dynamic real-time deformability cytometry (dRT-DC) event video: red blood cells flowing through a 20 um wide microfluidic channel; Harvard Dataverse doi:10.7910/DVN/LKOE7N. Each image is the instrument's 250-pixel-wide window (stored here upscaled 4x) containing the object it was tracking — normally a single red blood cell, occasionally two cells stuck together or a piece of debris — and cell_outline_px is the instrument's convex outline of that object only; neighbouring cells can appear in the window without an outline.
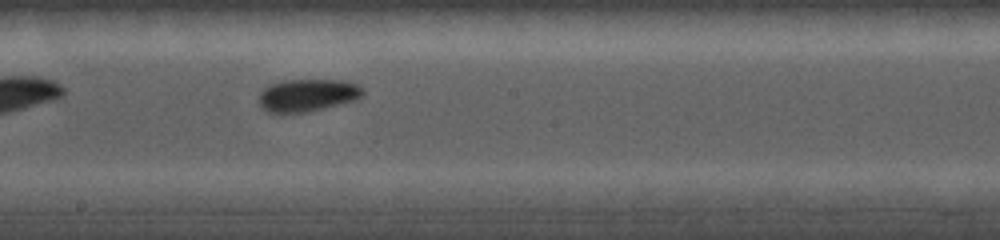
{"species": "common noctule bat (a hibernating species)", "species_latin": "Nyctalus noctula", "temperature_condition": "cold", "stored_images_in_passage": 15, "camera_frame_rate_fps": 5000, "um_per_image_px": 0.085, "animal": {"sex": "female", "body_mass_g": 19.0, "forearm_length_mm": 56.7}, "frame": {"image": 1, "passage_image": 7, "time_ms": 4.6, "image_size_px": [1000, 240], "cell_outline_px": [[364, 96], [356, 100], [308, 112], [268, 112], [260, 104], [260, 92], [264, 88], [280, 80], [348, 80], [364, 88]], "centroid_in_image_um": [26.2, 8.07], "position_along_channel_um": 222.0, "area_um2": 19.71}}
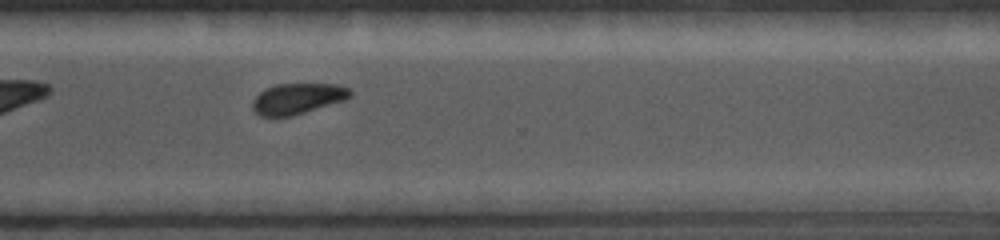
{"frame": {"image": 2, "passage_image": 11, "time_ms": 7.4, "image_size_px": [1000, 240], "cell_outline_px": [[352, 96], [344, 100], [292, 116], [260, 116], [252, 108], [252, 100], [260, 92], [276, 84], [336, 84], [348, 88], [352, 92]], "centroid_in_image_um": [25.29, 8.38], "position_along_channel_um": 345.3, "area_um2": 17.34}}
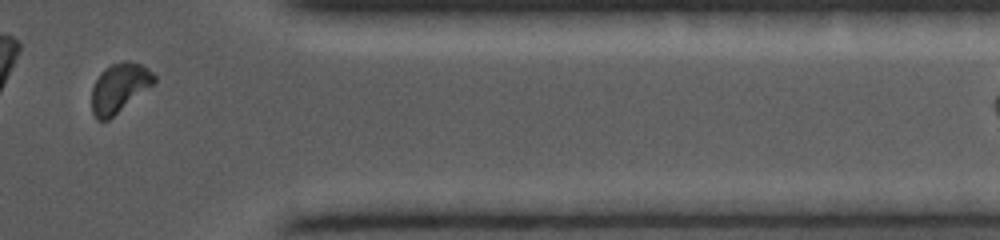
{"frame": {"image": 3, "passage_image": 13, "time_ms": 8.8, "image_size_px": [1000, 240], "cell_outline_px": [[156, 80], [152, 84], [108, 120], [96, 120], [92, 112], [92, 88], [100, 72], [104, 68], [112, 64], [124, 60], [128, 60], [140, 64], [148, 68], [156, 76]], "centroid_in_image_um": [10.11, 7.44], "position_along_channel_um": 401.3, "area_um2": 17.63}}